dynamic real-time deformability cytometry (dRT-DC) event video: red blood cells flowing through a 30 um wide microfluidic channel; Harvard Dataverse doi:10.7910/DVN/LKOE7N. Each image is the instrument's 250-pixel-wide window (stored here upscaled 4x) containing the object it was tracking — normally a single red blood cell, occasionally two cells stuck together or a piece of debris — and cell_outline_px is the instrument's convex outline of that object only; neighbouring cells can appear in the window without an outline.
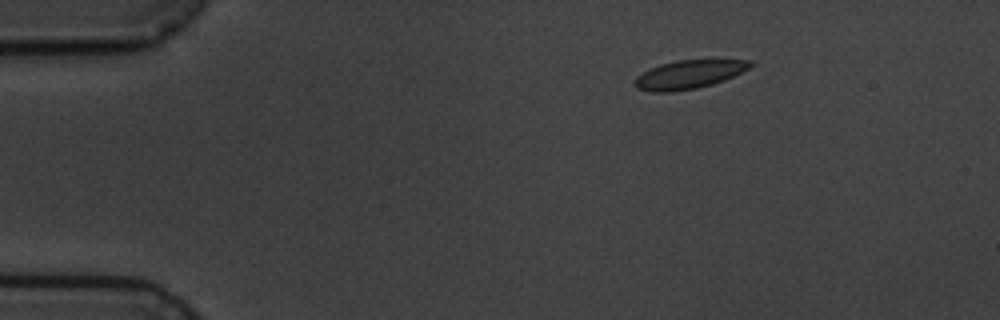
{"species": "common noctule bat (a hibernating species)", "species_latin": "Nyctalus noctula", "temperature_condition": "cold", "stored_images_in_passage": 4, "camera_frame_rate_fps": 3000, "um_per_image_px": 0.085, "animal": {"sex": "male", "body_mass_g": 19.5, "forearm_length_mm": 54.6}, "frame": {"image": 1, "passage_image": 1, "time_ms": 0.0, "image_size_px": [1000, 320], "cell_outline_px": [[756, 64], [724, 80], [712, 84], [696, 88], [672, 92], [652, 92], [636, 88], [636, 76], [648, 68], [660, 64], [676, 60], [712, 56], [752, 60]], "centroid_in_image_um": [58.65, 6.25], "position_along_channel_um": 26.4, "area_um2": 20.23}}
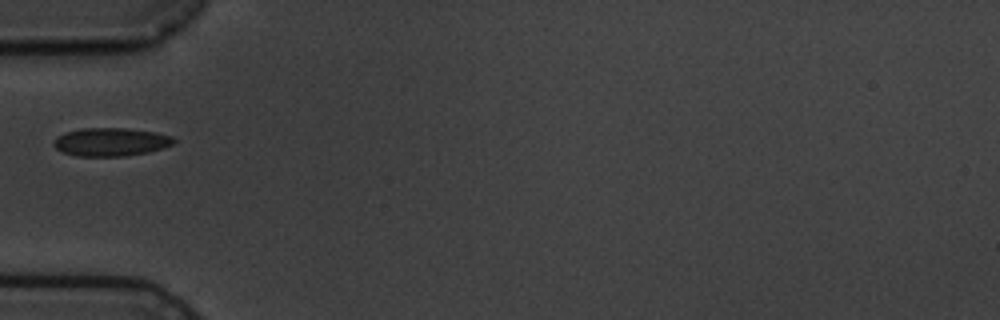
{"frame": {"image": 2, "passage_image": 4, "time_ms": 3.333, "image_size_px": [1000, 320], "cell_outline_px": [[176, 140], [172, 144], [164, 148], [148, 152], [124, 156], [76, 156], [64, 152], [56, 148], [52, 144], [52, 140], [56, 136], [64, 132], [80, 128], [128, 128], [156, 132], [172, 136]], "centroid_in_image_um": [9.39, 12.05], "position_along_channel_um": 75.6, "area_um2": 20.0}}